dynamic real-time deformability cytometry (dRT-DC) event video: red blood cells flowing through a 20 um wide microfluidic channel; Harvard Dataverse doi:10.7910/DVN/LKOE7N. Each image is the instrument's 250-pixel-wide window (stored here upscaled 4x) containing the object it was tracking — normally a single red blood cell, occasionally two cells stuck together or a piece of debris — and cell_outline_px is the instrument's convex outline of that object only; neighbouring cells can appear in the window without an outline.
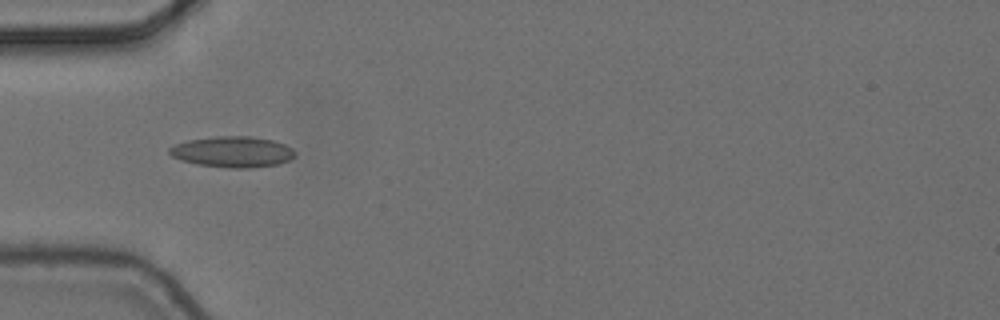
{"species": "common noctule bat (a hibernating species)", "species_latin": "Nyctalus noctula", "temperature_condition": "cold", "stored_images_in_passage": 8, "camera_frame_rate_fps": 3000, "um_per_image_px": 0.085, "animal": {"sex": "female", "body_mass_g": 24.6, "forearm_length_mm": 56.2}, "frame": {"image": 1, "passage_image": 4, "time_ms": 1.0, "image_size_px": [1000, 320], "cell_outline_px": [[296, 156], [288, 160], [276, 164], [248, 168], [228, 168], [196, 164], [180, 160], [172, 156], [168, 152], [168, 148], [176, 144], [188, 140], [216, 136], [252, 136], [272, 140], [284, 144], [292, 148], [296, 152]], "centroid_in_image_um": [19.75, 12.9], "position_along_channel_um": 65.2, "area_um2": 22.66}}
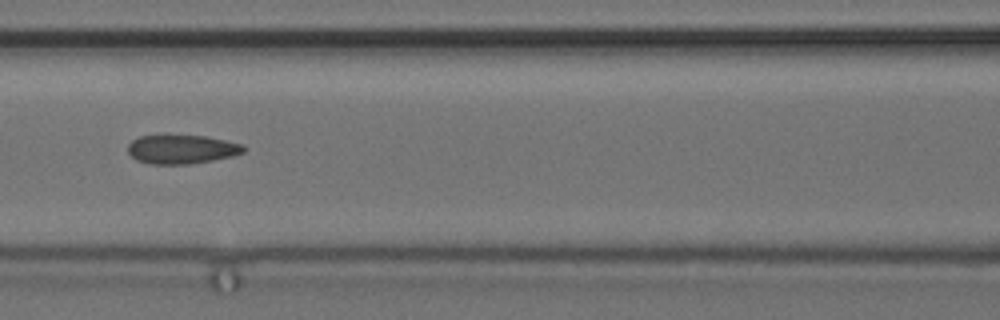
{"frame": {"image": 2, "passage_image": 6, "time_ms": 1.667, "image_size_px": [1000, 320], "cell_outline_px": [[244, 152], [232, 156], [212, 160], [188, 164], [148, 164], [136, 160], [128, 152], [128, 144], [132, 140], [140, 136], [204, 136], [244, 144]], "centroid_in_image_um": [15.43, 12.7], "position_along_channel_um": 151.2, "area_um2": 19.31}}
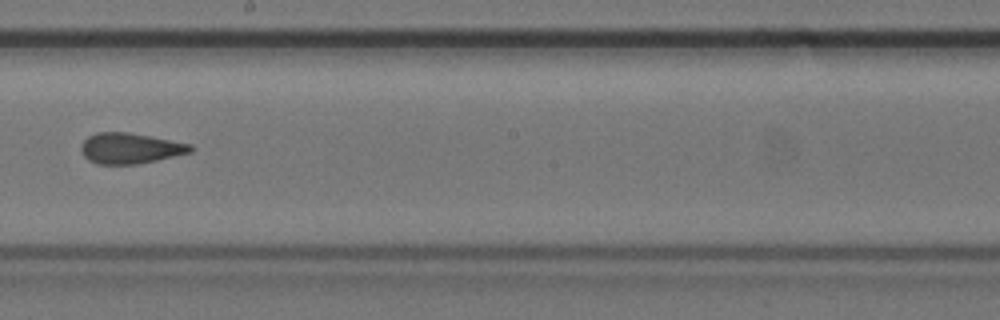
{"frame": {"image": 3, "passage_image": 8, "time_ms": 2.333, "image_size_px": [1000, 320], "cell_outline_px": [[192, 152], [156, 160], [136, 164], [96, 164], [88, 160], [80, 152], [80, 144], [88, 136], [96, 132], [128, 132], [192, 144]], "centroid_in_image_um": [11.01, 12.6], "position_along_channel_um": 237.2, "area_um2": 19.59}}